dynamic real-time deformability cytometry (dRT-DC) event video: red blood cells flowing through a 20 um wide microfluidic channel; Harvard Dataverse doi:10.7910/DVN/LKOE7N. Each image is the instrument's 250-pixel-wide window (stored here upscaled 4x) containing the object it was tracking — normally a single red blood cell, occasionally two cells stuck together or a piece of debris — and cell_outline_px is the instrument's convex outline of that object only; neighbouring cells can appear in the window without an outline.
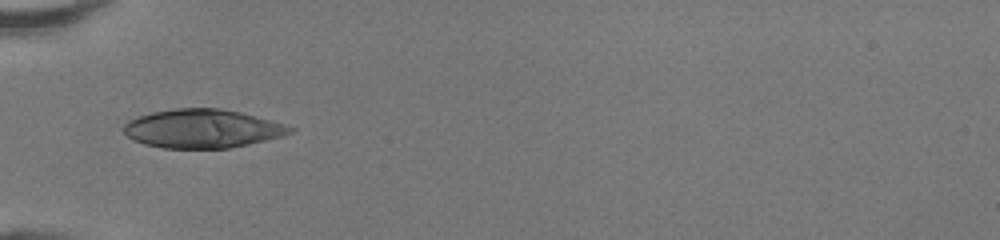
{"species": "human", "species_latin": "Homo sapiens", "temperature_condition": "room temperature", "stored_images_in_passage": 32, "camera_frame_rate_fps": 3000, "um_per_image_px": 0.085, "donor": {"sex": "female"}, "frame": {"image": 1, "passage_image": 1, "time_ms": 0.0, "image_size_px": [1000, 240], "cell_outline_px": [[296, 128], [292, 132], [280, 136], [248, 144], [228, 148], [164, 148], [144, 144], [132, 140], [124, 132], [124, 124], [128, 120], [152, 112], [176, 108], [220, 108], [240, 112], [284, 124]], "centroid_in_image_um": [17.17, 10.93], "position_along_channel_um": 67.8, "area_um2": 37.17}}
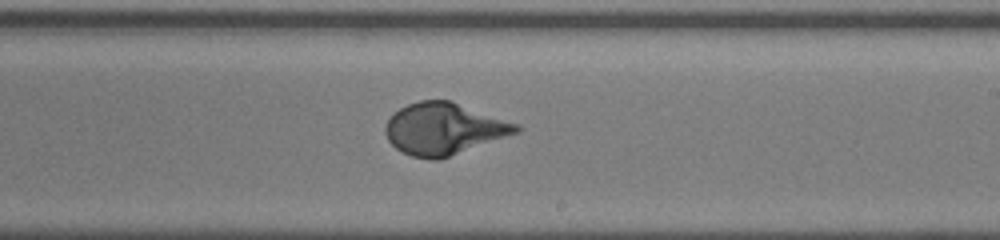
{"frame": {"image": 2, "passage_image": 14, "time_ms": 4.333, "image_size_px": [1000, 240], "cell_outline_px": [[520, 132], [436, 160], [432, 160], [412, 156], [396, 148], [388, 140], [384, 132], [384, 128], [388, 120], [400, 108], [408, 104], [420, 100], [448, 100], [520, 124]], "centroid_in_image_um": [37.73, 10.94], "position_along_channel_um": 251.3, "area_um2": 38.96}}
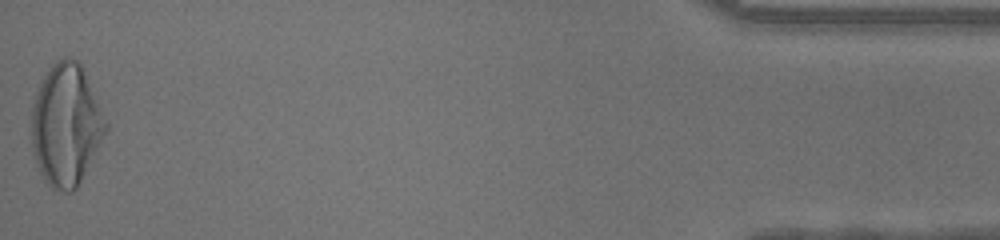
{"frame": {"image": 3, "passage_image": 32, "time_ms": 10.333, "image_size_px": [1000, 240], "cell_outline_px": [[108, 128], [76, 188], [72, 192], [64, 192], [52, 188], [44, 180], [40, 172], [36, 160], [32, 144], [32, 104], [40, 84], [44, 76], [52, 64], [56, 60], [64, 56], [68, 56], [80, 60], [84, 68], [108, 124]], "centroid_in_image_um": [5.62, 10.56], "position_along_channel_um": 429.6, "area_um2": 52.42}}